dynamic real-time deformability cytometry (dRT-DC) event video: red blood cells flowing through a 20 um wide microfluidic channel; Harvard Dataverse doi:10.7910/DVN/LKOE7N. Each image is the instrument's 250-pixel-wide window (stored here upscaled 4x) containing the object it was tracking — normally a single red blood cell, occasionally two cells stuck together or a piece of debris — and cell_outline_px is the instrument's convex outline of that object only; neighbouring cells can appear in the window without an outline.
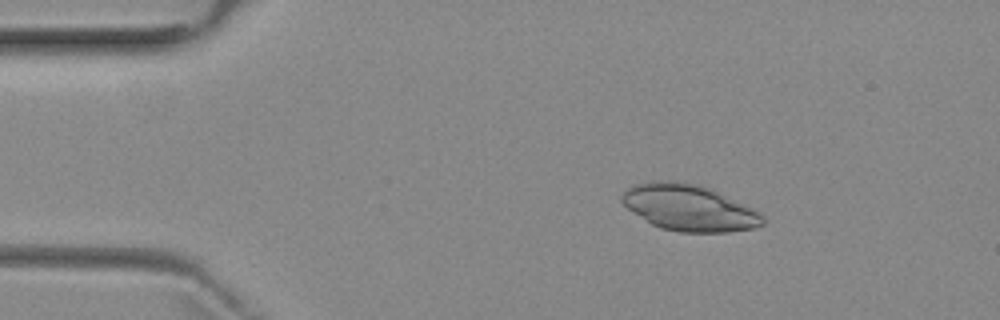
{"species": "common noctule bat (a hibernating species)", "species_latin": "Nyctalus noctula", "temperature_condition": "room temperature", "stored_images_in_passage": 5, "camera_frame_rate_fps": 3000, "um_per_image_px": 0.085, "animal": {"sex": "female", "body_mass_g": 29.2, "forearm_length_mm": 56.3}, "frame": {"image": 1, "passage_image": 3, "time_ms": 2.333, "image_size_px": [1000, 320], "cell_outline_px": [[764, 224], [756, 228], [728, 232], [680, 232], [660, 228], [652, 224], [628, 208], [620, 200], [620, 196], [632, 184], [652, 180], [676, 180], [696, 184], [712, 188], [744, 204], [764, 216]], "centroid_in_image_um": [58.56, 17.64], "position_along_channel_um": 26.4, "area_um2": 38.15}}